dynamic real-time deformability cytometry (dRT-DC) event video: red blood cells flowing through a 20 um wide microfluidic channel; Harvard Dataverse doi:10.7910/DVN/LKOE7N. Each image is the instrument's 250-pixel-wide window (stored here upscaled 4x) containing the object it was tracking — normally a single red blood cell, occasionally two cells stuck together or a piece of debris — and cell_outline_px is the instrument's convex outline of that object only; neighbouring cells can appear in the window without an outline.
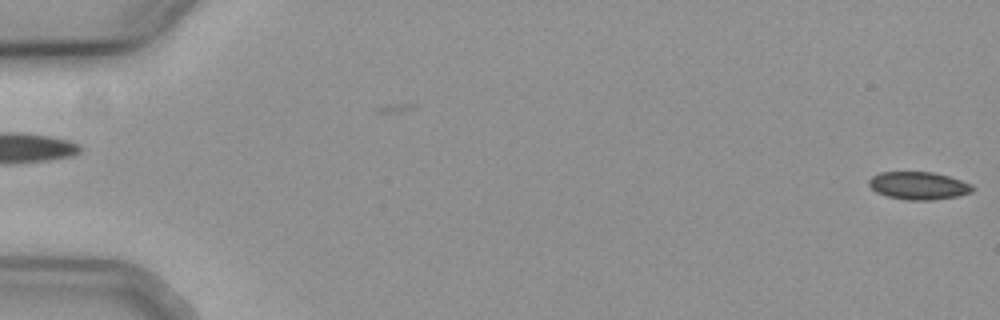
{"species": "common noctule bat (a hibernating species)", "species_latin": "Nyctalus noctula", "temperature_condition": "cold", "stored_images_in_passage": 57, "camera_frame_rate_fps": 3000, "um_per_image_px": 0.085, "animal": {"sex": "female", "body_mass_g": 19.3, "forearm_length_mm": 54.1}, "frame": {"image": 1, "passage_image": 1, "time_ms": 0.0, "image_size_px": [1000, 320], "cell_outline_px": [[972, 192], [956, 196], [932, 200], [908, 200], [888, 196], [876, 192], [868, 184], [868, 180], [872, 176], [880, 172], [932, 172], [948, 176], [972, 184]], "centroid_in_image_um": [78.05, 15.77], "position_along_channel_um": 7.0, "area_um2": 16.59}}
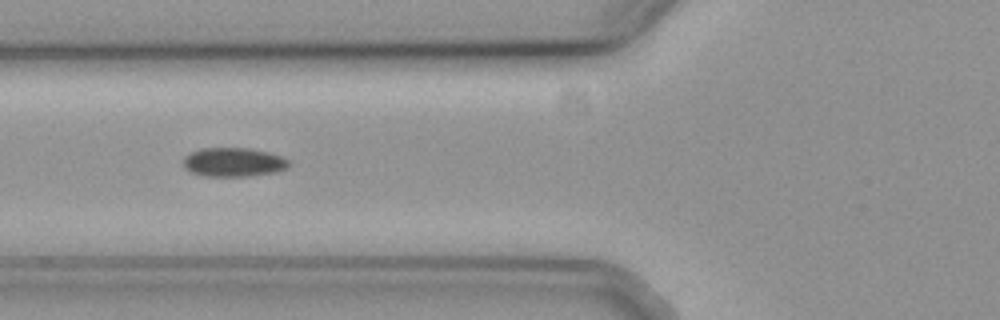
{"frame": {"image": 2, "passage_image": 23, "time_ms": 7.333, "image_size_px": [1000, 320], "cell_outline_px": [[288, 168], [276, 172], [248, 176], [204, 176], [188, 172], [184, 168], [184, 156], [200, 148], [248, 148], [268, 152], [280, 156], [288, 160]], "centroid_in_image_um": [19.81, 13.79], "position_along_channel_um": 106.0, "area_um2": 17.86}}
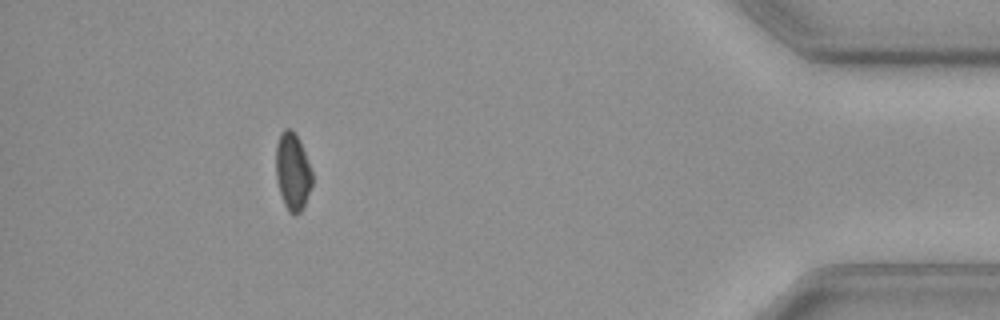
{"frame": {"image": 3, "passage_image": 52, "time_ms": 17.0, "image_size_px": [1000, 320], "cell_outline_px": [[312, 184], [304, 204], [300, 212], [296, 216], [292, 216], [288, 212], [284, 204], [276, 180], [276, 144], [280, 132], [284, 128], [292, 128], [300, 140], [312, 172]], "centroid_in_image_um": [24.86, 14.56], "position_along_channel_um": 410.3, "area_um2": 16.53}, "authors_computed_cell_mechanics": {"area_um2": 17.2822, "velocity_mm_per_s": 3.7335, "shape_relaxation_time_tau1_ms": 3.0819, "shape_relaxation_time_tau2_ms": null, "deformation_change_tau1": 0.0466, "deformation_change_tau2": null}}